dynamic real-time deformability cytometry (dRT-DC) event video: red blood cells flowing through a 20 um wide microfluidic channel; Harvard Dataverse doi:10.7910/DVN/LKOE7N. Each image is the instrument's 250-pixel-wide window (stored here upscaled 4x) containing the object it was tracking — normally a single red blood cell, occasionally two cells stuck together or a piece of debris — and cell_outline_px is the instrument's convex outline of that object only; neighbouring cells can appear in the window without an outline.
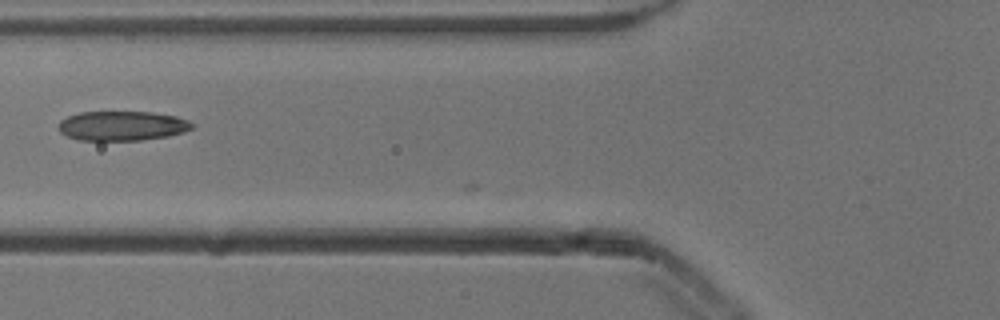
{"species": "common noctule bat (a hibernating species)", "species_latin": "Nyctalus noctula", "temperature_condition": "cold", "stored_images_in_passage": 21, "camera_frame_rate_fps": 3000, "um_per_image_px": 0.085, "animal": {"sex": "male", "body_mass_g": 13.3}, "frame": {"image": 1, "passage_image": 20, "time_ms": 6.333, "image_size_px": [1000, 320], "cell_outline_px": [[192, 128], [184, 132], [168, 136], [140, 140], [76, 140], [60, 132], [56, 128], [60, 120], [68, 116], [80, 112], [152, 112], [176, 116], [188, 120], [192, 124]], "centroid_in_image_um": [10.34, 10.69], "position_along_channel_um": 115.5, "area_um2": 23.06}}